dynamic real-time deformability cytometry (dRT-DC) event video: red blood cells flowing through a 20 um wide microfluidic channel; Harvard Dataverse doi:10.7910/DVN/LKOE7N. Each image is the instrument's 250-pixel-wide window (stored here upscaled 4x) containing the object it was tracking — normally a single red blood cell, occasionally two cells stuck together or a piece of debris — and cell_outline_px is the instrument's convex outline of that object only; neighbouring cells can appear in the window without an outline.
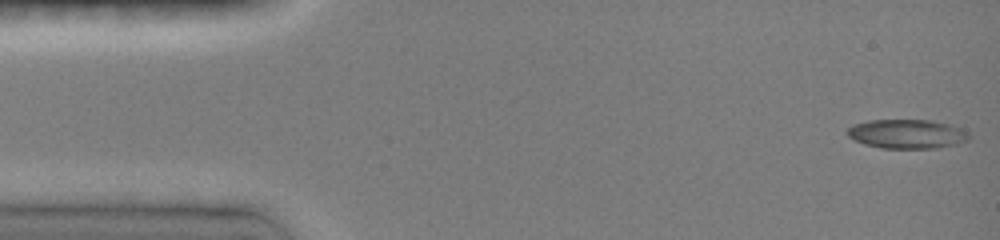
{"species": "common noctule bat (a hibernating species)", "species_latin": "Nyctalus noctula", "temperature_condition": "room temperature", "stored_images_in_passage": 8, "camera_frame_rate_fps": 3000, "um_per_image_px": 0.085, "animal": {"sex": "female", "body_mass_g": 19.0, "forearm_length_mm": 51.5}, "frame": {"image": 1, "passage_image": 1, "time_ms": 0.0, "image_size_px": [1000, 240], "cell_outline_px": [[968, 136], [964, 140], [956, 144], [936, 148], [884, 148], [864, 144], [848, 136], [848, 128], [856, 124], [868, 120], [928, 120], [948, 124], [960, 128]], "centroid_in_image_um": [77.04, 11.38], "position_along_channel_um": 8.0, "area_um2": 20.11}}
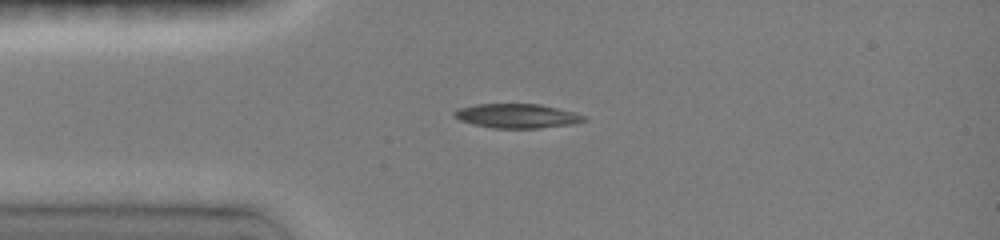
{"frame": {"image": 2, "passage_image": 5, "time_ms": 3.333, "image_size_px": [1000, 240], "cell_outline_px": [[588, 120], [572, 124], [540, 128], [492, 128], [472, 124], [460, 120], [452, 116], [452, 112], [456, 108], [476, 104], [540, 104], [572, 112], [584, 116]], "centroid_in_image_um": [43.87, 9.85], "position_along_channel_um": 41.1, "area_um2": 18.38}}
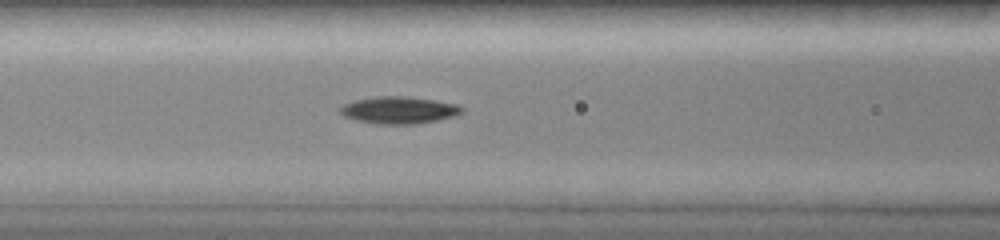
{"frame": {"image": 3, "passage_image": 8, "time_ms": 6.0, "image_size_px": [1000, 240], "cell_outline_px": [[464, 112], [456, 116], [416, 124], [376, 124], [356, 120], [344, 116], [340, 112], [340, 108], [344, 104], [356, 100], [376, 96], [404, 96], [432, 100], [456, 104], [464, 108]], "centroid_in_image_um": [33.92, 9.36], "position_along_channel_um": 132.7, "area_um2": 19.13}}